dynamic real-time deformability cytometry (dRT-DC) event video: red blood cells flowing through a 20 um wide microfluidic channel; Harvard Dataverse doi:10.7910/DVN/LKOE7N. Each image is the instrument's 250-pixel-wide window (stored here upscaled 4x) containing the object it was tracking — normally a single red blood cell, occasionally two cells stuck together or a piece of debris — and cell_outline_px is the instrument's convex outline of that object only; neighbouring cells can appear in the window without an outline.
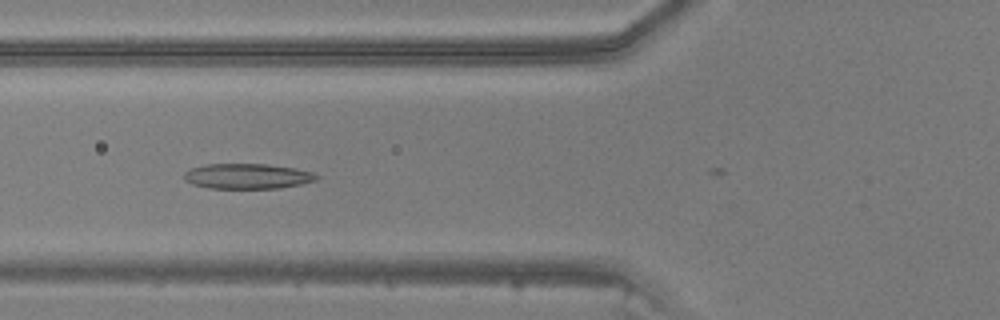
{"species": "common noctule bat (a hibernating species)", "species_latin": "Nyctalus noctula", "temperature_condition": "warm", "stored_images_in_passage": 5, "camera_frame_rate_fps": 3000, "um_per_image_px": 0.085, "animal": {"sex": "male", "body_mass_g": 20.5, "forearm_length_mm": 52.5}, "frame": {"image": 1, "passage_image": 3, "time_ms": 0.667, "image_size_px": [1000, 320], "cell_outline_px": [[320, 176], [316, 180], [300, 184], [280, 188], [208, 188], [192, 184], [184, 180], [184, 172], [192, 168], [208, 164], [268, 164], [296, 168], [312, 172]], "centroid_in_image_um": [21.03, 14.97], "position_along_channel_um": 104.8, "area_um2": 19.48}}